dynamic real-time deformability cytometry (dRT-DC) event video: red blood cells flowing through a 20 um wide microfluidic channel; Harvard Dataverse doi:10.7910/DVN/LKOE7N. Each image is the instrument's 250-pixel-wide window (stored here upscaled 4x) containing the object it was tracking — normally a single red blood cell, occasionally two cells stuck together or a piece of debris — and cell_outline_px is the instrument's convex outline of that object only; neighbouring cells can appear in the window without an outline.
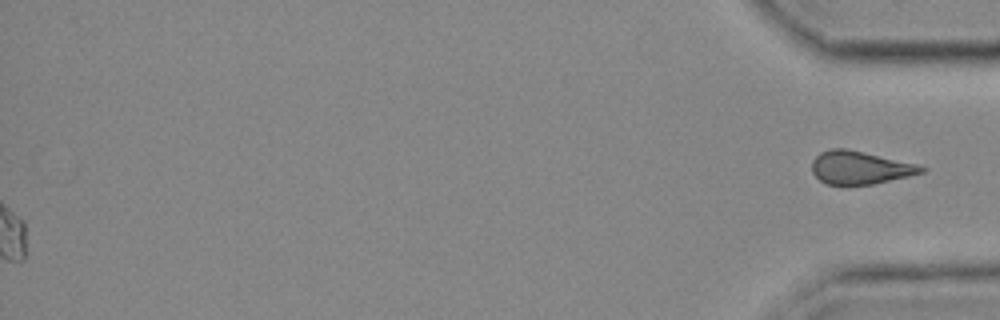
{"species": "common noctule bat (a hibernating species)", "species_latin": "Nyctalus noctula", "temperature_condition": "cold", "stored_images_in_passage": 54, "segment_of_instrument_passage": [2, 2], "camera_frame_rate_fps": 3000, "um_per_image_px": 0.085, "animal": {"sex": "female", "body_mass_g": 25.1}, "frame": {"image": 1, "passage_image": 54, "time_ms": 17.667, "image_size_px": [1000, 320], "cell_outline_px": [[928, 168], [924, 172], [908, 176], [872, 184], [828, 184], [820, 180], [812, 172], [812, 160], [820, 152], [832, 148], [848, 148], [916, 164]], "centroid_in_image_um": [73.08, 14.23], "position_along_channel_um": 362.1, "area_um2": 20.87}}